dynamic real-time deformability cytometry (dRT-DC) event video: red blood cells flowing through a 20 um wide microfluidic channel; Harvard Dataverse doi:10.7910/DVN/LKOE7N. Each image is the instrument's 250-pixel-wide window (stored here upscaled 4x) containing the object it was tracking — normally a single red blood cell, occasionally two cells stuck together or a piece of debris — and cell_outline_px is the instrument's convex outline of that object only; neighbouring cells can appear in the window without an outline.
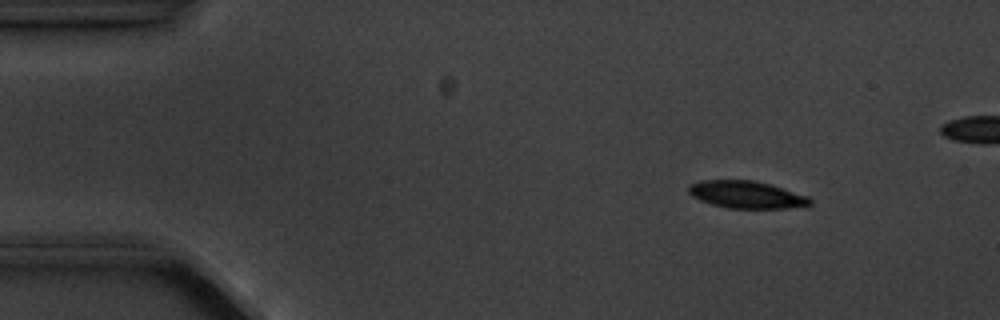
{"species": "common noctule bat (a hibernating species)", "species_latin": "Nyctalus noctula", "temperature_condition": "cold", "stored_images_in_passage": 5, "camera_frame_rate_fps": 3000, "um_per_image_px": 0.085, "animal": {"sex": "male", "body_mass_g": 20.1, "forearm_length_mm": 53.5}, "frame": {"image": 1, "passage_image": 2, "time_ms": 1.333, "image_size_px": [1000, 320], "cell_outline_px": [[812, 204], [788, 208], [728, 208], [712, 204], [700, 200], [692, 196], [688, 192], [688, 184], [700, 180], [756, 180], [784, 188], [808, 196], [812, 200]], "centroid_in_image_um": [63.44, 16.53], "position_along_channel_um": 21.6, "area_um2": 19.42}}